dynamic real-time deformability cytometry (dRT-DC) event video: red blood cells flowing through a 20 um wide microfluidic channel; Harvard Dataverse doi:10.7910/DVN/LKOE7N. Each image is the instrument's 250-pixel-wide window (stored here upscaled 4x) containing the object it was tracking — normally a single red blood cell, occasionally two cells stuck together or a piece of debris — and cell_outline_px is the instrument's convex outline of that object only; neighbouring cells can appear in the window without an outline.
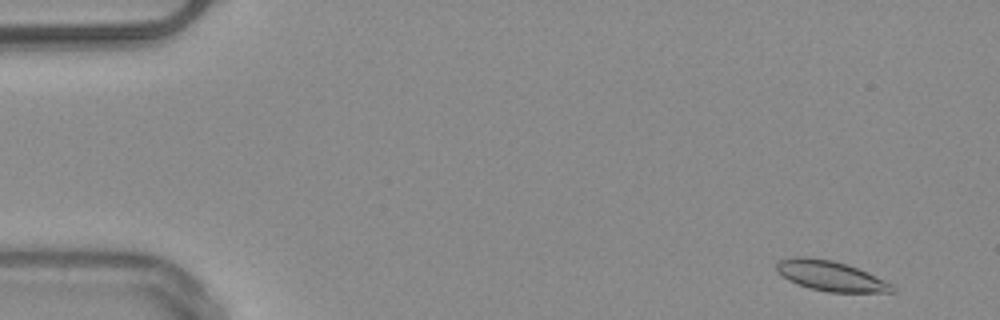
{"species": "common noctule bat (a hibernating species)", "species_latin": "Nyctalus noctula", "temperature_condition": "warm", "stored_images_in_passage": 50, "camera_frame_rate_fps": 3000, "um_per_image_px": 0.085, "animal": {"sex": "male", "body_mass_g": 20.4}, "frame": {"image": 1, "passage_image": 2, "time_ms": 0.333, "image_size_px": [1000, 320], "cell_outline_px": [[896, 292], [828, 292], [808, 288], [796, 284], [788, 280], [776, 272], [776, 264], [780, 260], [796, 256], [808, 256], [832, 260], [848, 264], [868, 272], [892, 284], [896, 288]], "centroid_in_image_um": [70.59, 23.45], "position_along_channel_um": 14.4, "area_um2": 20.58}}
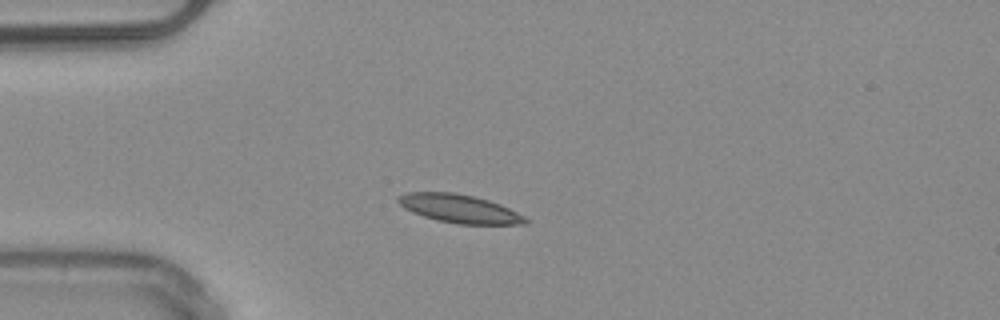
{"frame": {"image": 2, "passage_image": 12, "time_ms": 3.667, "image_size_px": [1000, 320], "cell_outline_px": [[528, 224], [456, 224], [436, 220], [412, 212], [404, 208], [396, 200], [396, 196], [408, 192], [456, 192], [488, 200], [500, 204], [524, 216], [528, 220]], "centroid_in_image_um": [39.02, 17.73], "position_along_channel_um": 46.0, "area_um2": 21.04}}
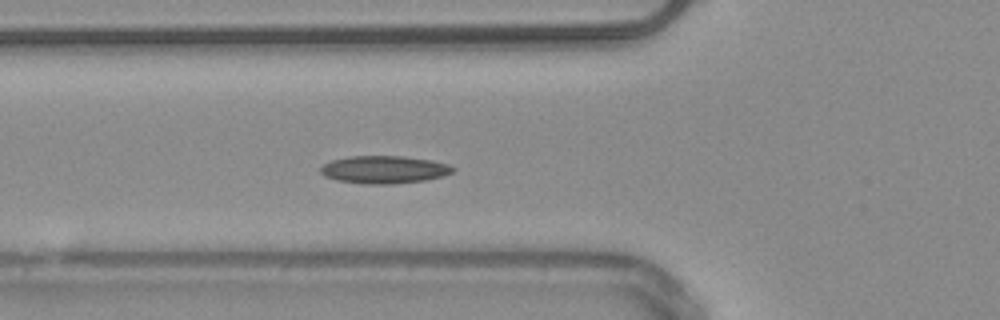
{"frame": {"image": 3, "passage_image": 17, "time_ms": 5.333, "image_size_px": [1000, 320], "cell_outline_px": [[456, 168], [452, 172], [444, 176], [424, 180], [392, 184], [364, 184], [336, 180], [324, 176], [320, 172], [320, 168], [324, 164], [332, 160], [348, 156], [404, 156], [432, 160], [448, 164]], "centroid_in_image_um": [32.65, 14.41], "position_along_channel_um": 93.2, "area_um2": 21.44}, "authors_computed_cell_mechanics": {"area_um2": 19.941, "velocity_mm_per_s": 3.9669, "shape_relaxation_time_tau1_ms": 5.6918, "shape_relaxation_time_tau2_ms": 4.3106, "deformation_change_tau1": 0.0954, "deformation_change_tau2": 0.0988}}